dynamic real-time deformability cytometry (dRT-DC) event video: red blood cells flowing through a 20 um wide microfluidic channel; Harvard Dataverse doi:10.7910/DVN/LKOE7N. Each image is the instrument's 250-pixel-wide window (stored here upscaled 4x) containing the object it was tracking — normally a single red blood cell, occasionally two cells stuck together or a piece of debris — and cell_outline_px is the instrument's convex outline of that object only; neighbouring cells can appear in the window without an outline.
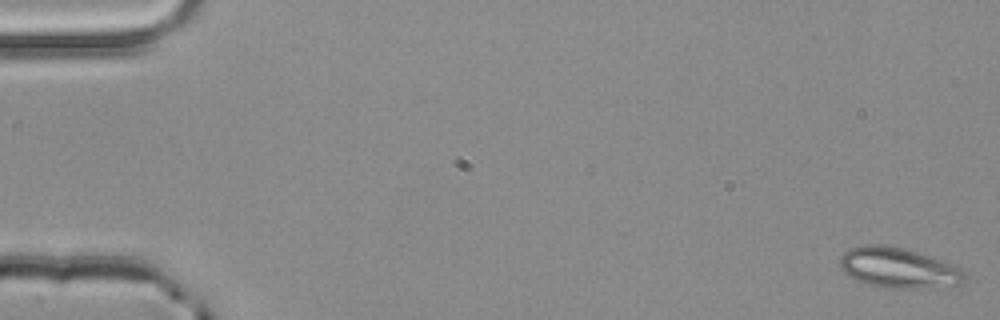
{"species": "common noctule bat (a hibernating species)", "species_latin": "Nyctalus noctula", "temperature_condition": "room temperature", "stored_images_in_passage": 4, "camera_frame_rate_fps": 3000, "um_per_image_px": 0.085, "animal": {"sex": "male", "body_mass_g": 20.4}, "frame": {"image": 1, "passage_image": 1, "time_ms": 0.0, "image_size_px": [1000, 320], "cell_outline_px": [[964, 280], [960, 284], [916, 288], [884, 288], [868, 284], [856, 280], [848, 276], [840, 268], [840, 256], [844, 252], [852, 248], [864, 244], [880, 244], [904, 248], [928, 256], [960, 268], [964, 272]], "centroid_in_image_um": [76.29, 22.76], "position_along_channel_um": 8.7, "area_um2": 28.9}}